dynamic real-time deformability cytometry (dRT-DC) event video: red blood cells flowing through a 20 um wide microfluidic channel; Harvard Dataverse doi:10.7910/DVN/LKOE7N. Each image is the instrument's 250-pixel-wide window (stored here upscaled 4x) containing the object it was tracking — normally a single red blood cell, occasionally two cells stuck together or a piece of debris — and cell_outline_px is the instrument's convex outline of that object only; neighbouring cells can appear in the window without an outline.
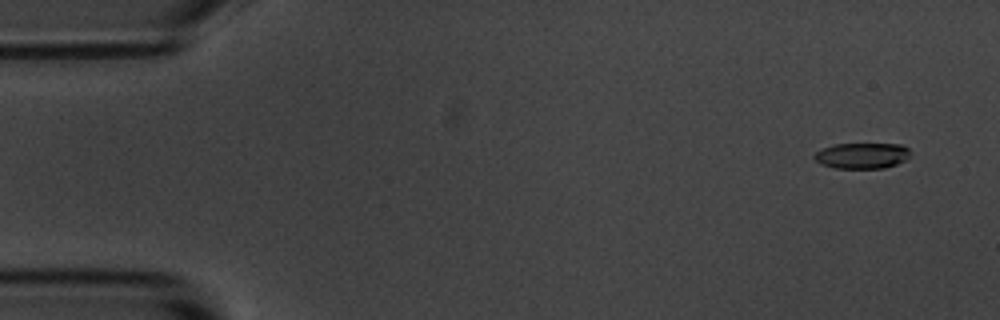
{"species": "common noctule bat (a hibernating species)", "species_latin": "Nyctalus noctula", "temperature_condition": "room temperature", "stored_images_in_passage": 56, "camera_frame_rate_fps": 3000, "um_per_image_px": 0.085, "animal": {"sex": "male", "body_mass_g": 20.1, "forearm_length_mm": 53.5}, "frame": {"image": 1, "passage_image": 4, "time_ms": 1.0, "image_size_px": [1000, 320], "cell_outline_px": [[912, 156], [896, 164], [884, 168], [832, 168], [820, 164], [812, 156], [816, 152], [824, 148], [836, 144], [900, 144], [908, 148], [912, 152]], "centroid_in_image_um": [73.29, 13.23], "position_along_channel_um": 11.7, "area_um2": 14.51}}
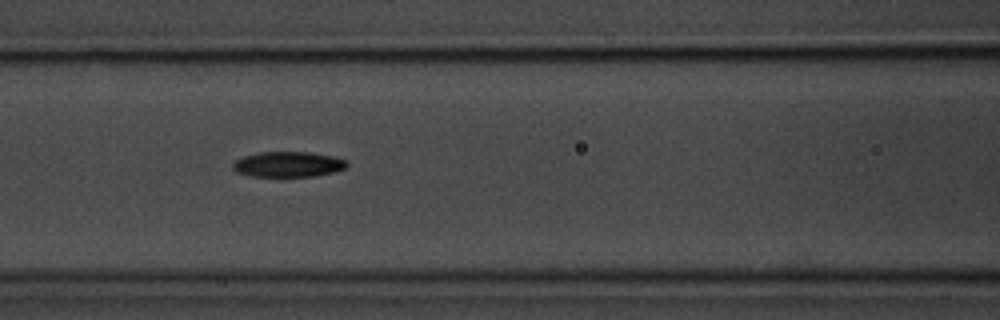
{"frame": {"image": 2, "passage_image": 24, "time_ms": 7.667, "image_size_px": [1000, 320], "cell_outline_px": [[348, 168], [316, 176], [252, 176], [236, 172], [232, 168], [232, 164], [236, 160], [244, 156], [260, 152], [308, 152], [332, 156], [344, 160], [348, 164]], "centroid_in_image_um": [24.48, 13.97], "position_along_channel_um": 142.1, "area_um2": 16.76}}
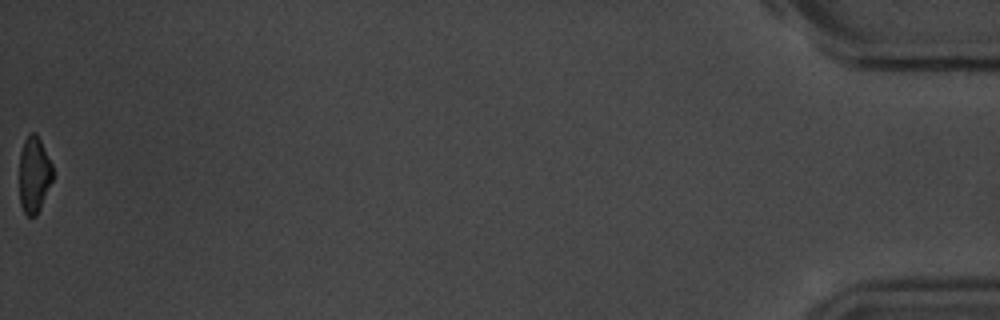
{"frame": {"image": 3, "passage_image": 56, "time_ms": 18.333, "image_size_px": [1000, 320], "cell_outline_px": [[52, 180], [40, 208], [36, 216], [28, 216], [24, 212], [20, 204], [20, 152], [24, 140], [28, 132], [36, 132], [52, 164]], "centroid_in_image_um": [2.88, 14.82], "position_along_channel_um": 432.3, "area_um2": 14.74}, "authors_computed_cell_mechanics": {"area_um2": 16.6753, "velocity_mm_per_s": 3.6721, "shape_relaxation_time_tau1_ms": 2.4499, "shape_relaxation_time_tau2_ms": null, "deformation_change_tau1": 0.1724, "deformation_change_tau2": null}}